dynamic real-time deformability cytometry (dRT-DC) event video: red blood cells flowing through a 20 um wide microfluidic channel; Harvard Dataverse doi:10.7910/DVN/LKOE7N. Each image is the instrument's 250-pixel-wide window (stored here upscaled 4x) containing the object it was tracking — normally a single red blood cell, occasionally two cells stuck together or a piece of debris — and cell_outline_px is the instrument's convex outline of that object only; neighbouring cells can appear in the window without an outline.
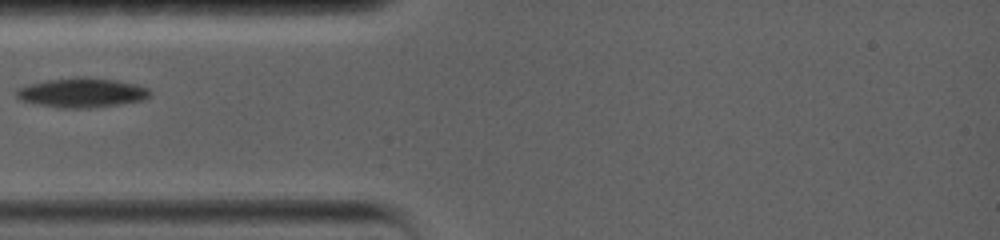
{"species": "common noctule bat (a hibernating species)", "species_latin": "Nyctalus noctula", "temperature_condition": "warm", "stored_images_in_passage": 13, "camera_frame_rate_fps": 5000, "um_per_image_px": 0.085, "animal": {"sex": "female", "body_mass_g": 19.0, "forearm_length_mm": 56.7}, "frame": {"image": 1, "passage_image": 1, "time_ms": 0.0, "image_size_px": [1000, 240], "cell_outline_px": [[152, 96], [144, 100], [92, 108], [60, 108], [20, 100], [16, 96], [16, 88], [28, 84], [44, 80], [76, 76], [80, 76], [116, 80], [136, 84], [148, 88], [152, 92]], "centroid_in_image_um": [6.97, 7.86], "position_along_channel_um": 78.0, "area_um2": 23.24}}
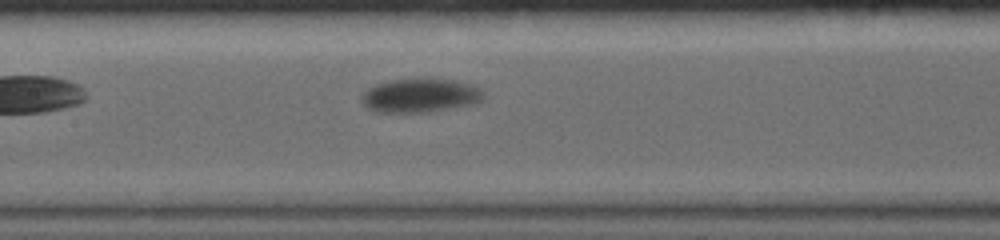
{"frame": {"image": 2, "passage_image": 8, "time_ms": 2.8, "image_size_px": [1000, 240], "cell_outline_px": [[484, 100], [472, 104], [424, 112], [376, 112], [368, 108], [364, 104], [364, 92], [368, 88], [376, 84], [388, 80], [428, 76], [432, 76], [456, 80], [472, 84], [480, 88], [484, 92]], "centroid_in_image_um": [35.77, 8.06], "position_along_channel_um": 171.6, "area_um2": 24.57}}
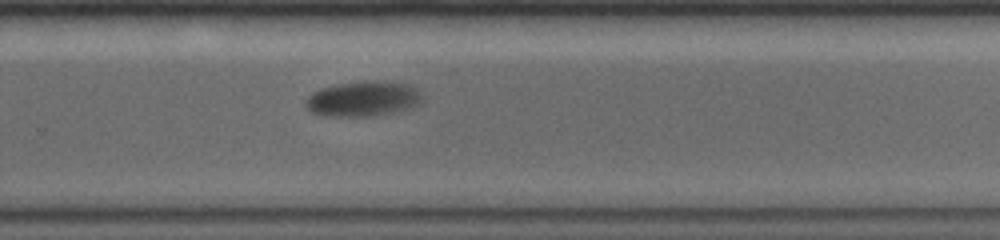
{"frame": {"image": 3, "passage_image": 13, "time_ms": 6.6, "image_size_px": [1000, 240], "cell_outline_px": [[424, 96], [420, 104], [408, 108], [392, 112], [372, 116], [324, 116], [312, 112], [304, 104], [304, 100], [312, 92], [320, 88], [340, 84], [364, 80], [384, 80], [408, 84], [416, 88]], "centroid_in_image_um": [30.87, 8.38], "position_along_channel_um": 298.9, "area_um2": 24.16}}